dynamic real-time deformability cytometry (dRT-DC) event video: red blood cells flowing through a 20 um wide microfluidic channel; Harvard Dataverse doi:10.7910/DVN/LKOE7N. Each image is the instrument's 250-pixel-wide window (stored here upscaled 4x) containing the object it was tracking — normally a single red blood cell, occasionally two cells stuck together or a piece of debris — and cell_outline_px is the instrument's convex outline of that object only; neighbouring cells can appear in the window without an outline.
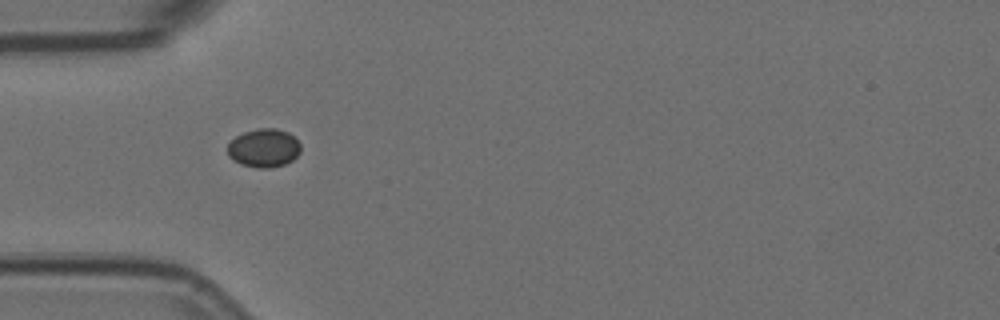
{"species": "Egyptian fruit bat (a non-hibernating species)", "species_latin": "Rousettus aegyptiacus", "temperature_condition": "room temperature", "stored_images_in_passage": 5, "camera_frame_rate_fps": 3000, "um_per_image_px": 0.085, "animal": {"sex": "female"}, "frame": {"image": 1, "passage_image": 4, "time_ms": 1.0, "image_size_px": [1000, 320], "cell_outline_px": [[300, 152], [292, 160], [284, 164], [268, 168], [256, 168], [240, 164], [232, 160], [228, 156], [228, 144], [236, 136], [244, 132], [256, 128], [276, 128], [288, 132], [300, 144]], "centroid_in_image_um": [22.4, 12.58], "position_along_channel_um": 62.6, "area_um2": 16.42}}
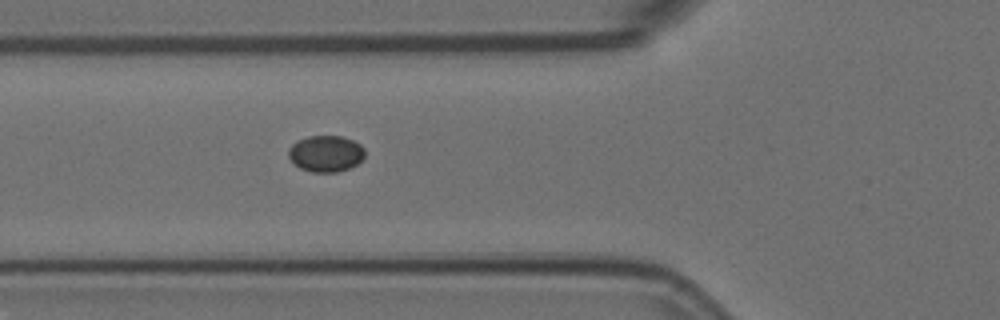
{"frame": {"image": 2, "passage_image": 5, "time_ms": 1.333, "image_size_px": [1000, 320], "cell_outline_px": [[364, 156], [356, 164], [348, 168], [336, 172], [312, 172], [300, 168], [288, 156], [288, 148], [296, 140], [308, 136], [344, 136], [360, 144], [364, 148]], "centroid_in_image_um": [27.67, 13.04], "position_along_channel_um": 98.1, "area_um2": 16.13}}